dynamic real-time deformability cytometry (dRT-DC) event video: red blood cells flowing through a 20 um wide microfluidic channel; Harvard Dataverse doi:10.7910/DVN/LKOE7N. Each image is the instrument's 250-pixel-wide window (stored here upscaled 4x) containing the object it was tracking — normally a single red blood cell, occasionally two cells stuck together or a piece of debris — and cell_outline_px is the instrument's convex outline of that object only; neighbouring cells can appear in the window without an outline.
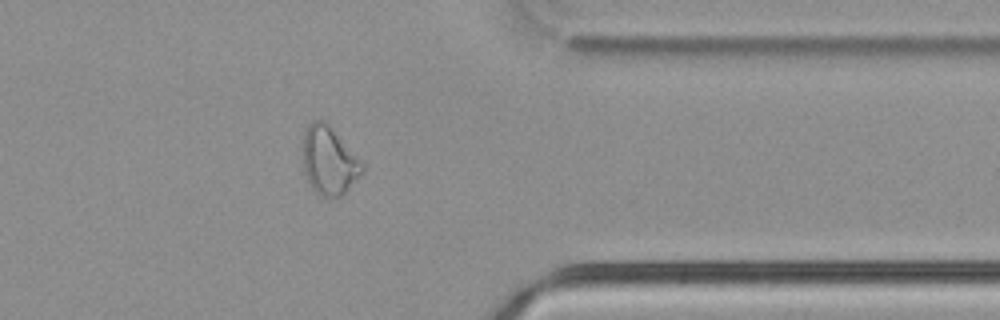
{"species": "common noctule bat (a hibernating species)", "species_latin": "Nyctalus noctula", "temperature_condition": "cold", "stored_images_in_passage": 36, "camera_frame_rate_fps": 3000, "um_per_image_px": 0.085, "animal": {"sex": "male", "body_mass_g": 21.5, "forearm_length_mm": 52.0}, "frame": {"image": 1, "passage_image": 31, "time_ms": 10.0, "image_size_px": [1000, 320], "cell_outline_px": [[364, 168], [344, 192], [340, 196], [320, 196], [308, 184], [304, 172], [304, 132], [308, 124], [312, 120], [324, 120], [332, 128], [364, 164]], "centroid_in_image_um": [27.93, 13.63], "position_along_channel_um": 383.5, "area_um2": 23.0}}